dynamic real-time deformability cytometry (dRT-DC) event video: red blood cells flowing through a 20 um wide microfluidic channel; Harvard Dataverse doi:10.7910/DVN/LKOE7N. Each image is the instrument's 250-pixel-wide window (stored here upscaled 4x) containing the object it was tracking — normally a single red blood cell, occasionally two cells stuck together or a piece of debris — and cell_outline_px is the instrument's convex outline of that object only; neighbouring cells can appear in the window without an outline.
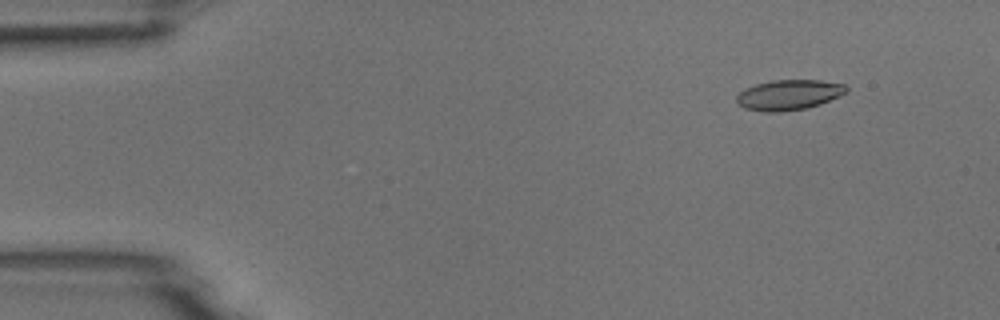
{"species": "common noctule bat (a hibernating species)", "species_latin": "Nyctalus noctula", "temperature_condition": "room temperature", "stored_images_in_passage": 5, "camera_frame_rate_fps": 3000, "um_per_image_px": 0.085, "animal": {"sex": "male", "body_mass_g": 18.8}, "frame": {"image": 1, "passage_image": 2, "time_ms": 1.333, "image_size_px": [1000, 320], "cell_outline_px": [[848, 92], [840, 96], [820, 104], [808, 108], [780, 112], [764, 112], [744, 108], [736, 100], [736, 96], [744, 88], [756, 84], [772, 80], [820, 80], [844, 84], [848, 88]], "centroid_in_image_um": [67.06, 8.06], "position_along_channel_um": 17.9, "area_um2": 19.48}}
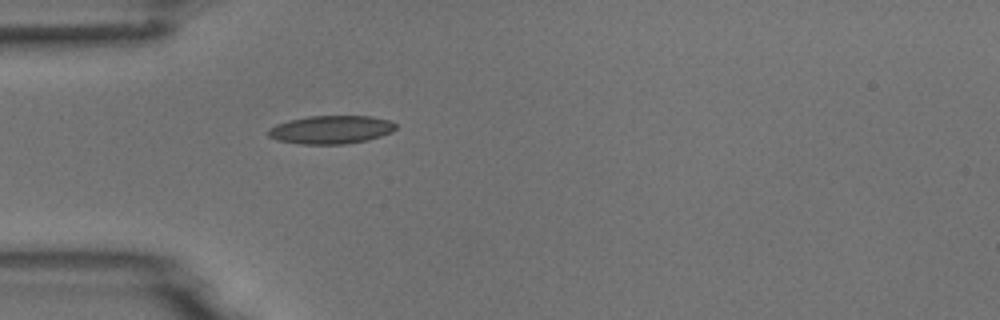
{"frame": {"image": 2, "passage_image": 5, "time_ms": 4.667, "image_size_px": [1000, 320], "cell_outline_px": [[396, 128], [392, 132], [368, 140], [344, 144], [300, 144], [276, 140], [268, 136], [268, 128], [276, 124], [288, 120], [308, 116], [372, 116], [388, 120], [396, 124]], "centroid_in_image_um": [28.11, 11.02], "position_along_channel_um": 56.9, "area_um2": 21.1}}